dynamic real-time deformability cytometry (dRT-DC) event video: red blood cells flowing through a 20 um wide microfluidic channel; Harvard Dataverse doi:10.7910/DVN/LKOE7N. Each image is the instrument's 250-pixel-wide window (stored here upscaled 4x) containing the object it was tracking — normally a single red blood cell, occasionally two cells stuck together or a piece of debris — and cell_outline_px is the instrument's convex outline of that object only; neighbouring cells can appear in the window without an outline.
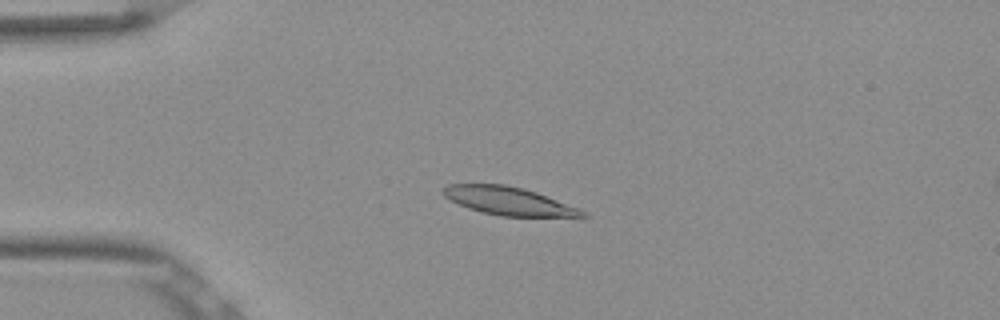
{"species": "Egyptian fruit bat (a non-hibernating species)", "species_latin": "Rousettus aegyptiacus", "temperature_condition": "room temperature", "stored_images_in_passage": 53, "camera_frame_rate_fps": 3000, "um_per_image_px": 0.085, "frame": {"image": 1, "passage_image": 13, "time_ms": 4.0, "image_size_px": [1000, 320], "cell_outline_px": [[588, 216], [584, 220], [500, 216], [468, 208], [444, 196], [440, 192], [448, 184], [504, 184], [524, 188], [536, 192], [580, 208], [588, 212]], "centroid_in_image_um": [43.47, 17.15], "position_along_channel_um": 41.5, "area_um2": 23.87}}
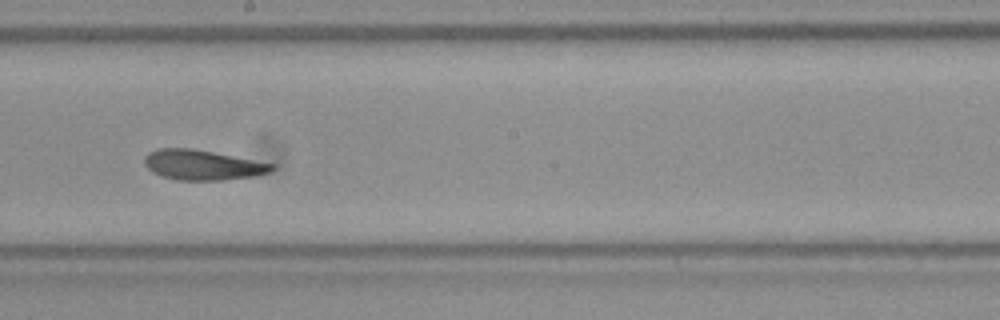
{"frame": {"image": 2, "passage_image": 30, "time_ms": 9.667, "image_size_px": [1000, 320], "cell_outline_px": [[276, 168], [268, 172], [252, 176], [224, 180], [176, 180], [152, 172], [144, 164], [144, 156], [148, 152], [156, 148], [192, 148], [276, 164]], "centroid_in_image_um": [17.19, 14.01], "position_along_channel_um": 231.0, "area_um2": 22.31}}
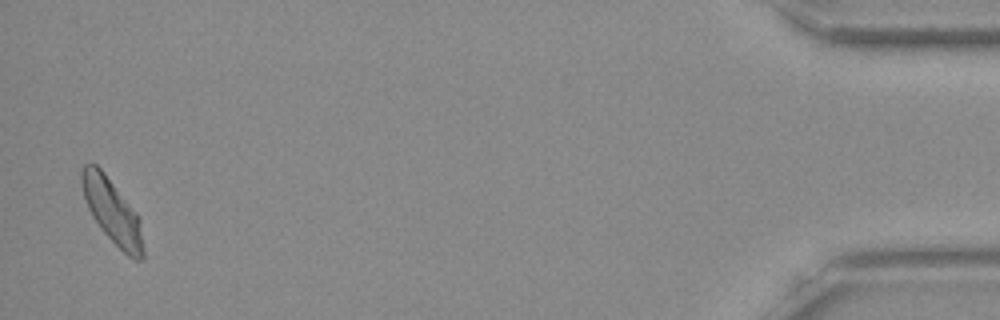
{"frame": {"image": 3, "passage_image": 52, "time_ms": 17.0, "image_size_px": [1000, 320], "cell_outline_px": [[144, 260], [132, 260], [100, 228], [92, 216], [88, 208], [84, 196], [80, 180], [80, 172], [84, 164], [96, 164], [104, 172], [136, 212], [140, 220], [144, 248]], "centroid_in_image_um": [9.55, 17.97], "position_along_channel_um": 425.7, "area_um2": 23.0}, "authors_computed_cell_mechanics": {"area_um2": 22.7154, "velocity_mm_per_s": 3.8275, "shape_relaxation_time_tau1_ms": 4.3463, "shape_relaxation_time_tau2_ms": 3.8699, "deformation_change_tau1": 0.1676, "deformation_change_tau2": 0.1162}}